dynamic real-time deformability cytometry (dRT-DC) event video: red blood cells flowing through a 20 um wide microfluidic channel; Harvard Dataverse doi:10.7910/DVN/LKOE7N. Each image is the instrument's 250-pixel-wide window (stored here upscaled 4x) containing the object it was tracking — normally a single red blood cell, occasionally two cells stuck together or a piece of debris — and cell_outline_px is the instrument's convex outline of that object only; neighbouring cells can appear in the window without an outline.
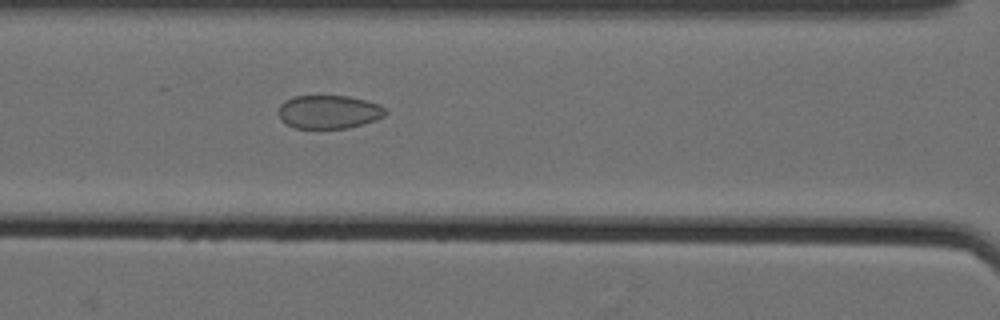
{"species": "Egyptian fruit bat (a non-hibernating species)", "species_latin": "Rousettus aegyptiacus", "temperature_condition": "cold", "stored_images_in_passage": 61, "camera_frame_rate_fps": 3000, "um_per_image_px": 0.085, "animal": {"sex": "female"}, "frame": {"image": 1, "passage_image": 30, "time_ms": 9.667, "image_size_px": [1000, 320], "cell_outline_px": [[388, 112], [384, 116], [376, 120], [364, 124], [348, 128], [296, 128], [280, 120], [276, 112], [280, 104], [284, 100], [292, 96], [348, 96], [380, 104]], "centroid_in_image_um": [27.92, 9.51], "position_along_channel_um": 138.7, "area_um2": 21.1}}
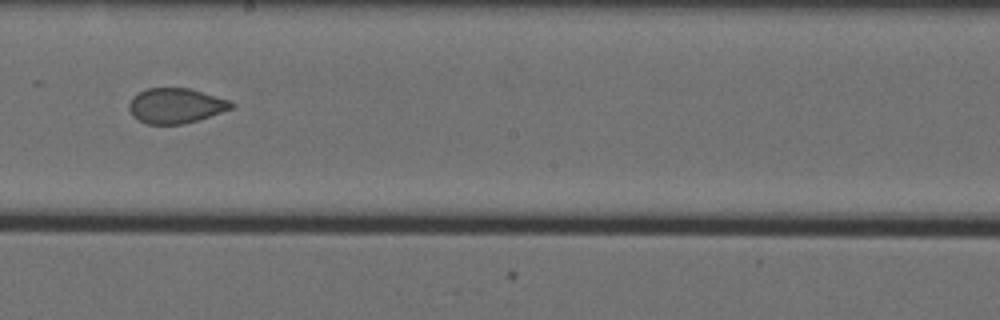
{"frame": {"image": 2, "passage_image": 38, "time_ms": 12.333, "image_size_px": [1000, 320], "cell_outline_px": [[232, 108], [184, 124], [148, 124], [132, 116], [128, 108], [128, 104], [132, 96], [148, 88], [188, 88], [228, 100], [232, 104]], "centroid_in_image_um": [14.86, 8.98], "position_along_channel_um": 233.3, "area_um2": 20.52}}
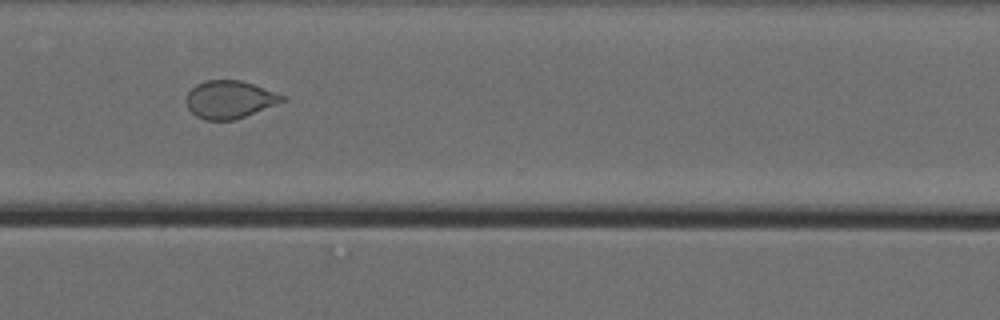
{"frame": {"image": 3, "passage_image": 48, "time_ms": 15.667, "image_size_px": [1000, 320], "cell_outline_px": [[288, 100], [244, 116], [232, 120], [204, 120], [196, 116], [188, 108], [184, 100], [188, 92], [196, 84], [208, 80], [240, 80], [288, 96]], "centroid_in_image_um": [19.52, 8.45], "position_along_channel_um": 351.1, "area_um2": 21.15}, "authors_computed_cell_mechanics": {"area_um2": 23.6402, "velocity_mm_per_s": 3.5525, "shape_relaxation_time_tau1_ms": null, "shape_relaxation_time_tau2_ms": 1.453, "deformation_change_tau1": null, "deformation_change_tau2": 0.0464}}